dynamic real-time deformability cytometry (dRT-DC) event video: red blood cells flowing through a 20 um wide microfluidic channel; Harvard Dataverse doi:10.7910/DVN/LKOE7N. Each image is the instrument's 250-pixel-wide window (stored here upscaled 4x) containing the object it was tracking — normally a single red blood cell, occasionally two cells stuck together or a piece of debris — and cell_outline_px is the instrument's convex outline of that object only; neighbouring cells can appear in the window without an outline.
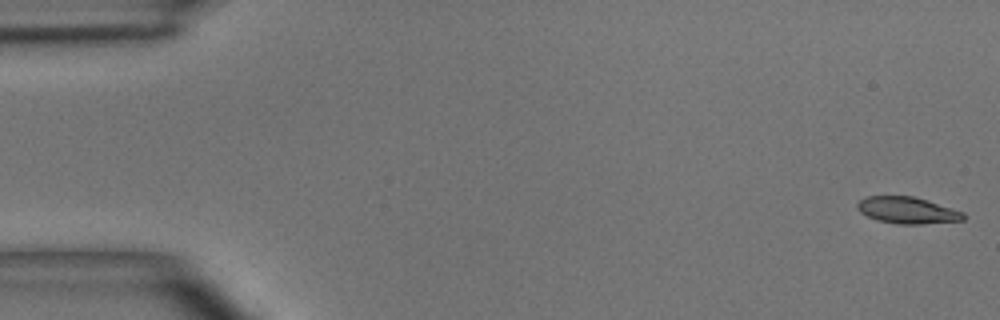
{"species": "common noctule bat (a hibernating species)", "species_latin": "Nyctalus noctula", "temperature_condition": "room temperature", "stored_images_in_passage": 23, "camera_frame_rate_fps": 3000, "um_per_image_px": 0.085, "animal": {"sex": "male", "body_mass_g": 15.6}, "frame": {"image": 1, "passage_image": 1, "time_ms": 0.0, "image_size_px": [1000, 320], "cell_outline_px": [[964, 220], [920, 224], [900, 224], [876, 220], [860, 212], [856, 208], [856, 204], [860, 200], [868, 196], [912, 196], [964, 212]], "centroid_in_image_um": [77.09, 17.88], "position_along_channel_um": 7.9, "area_um2": 16.24}}